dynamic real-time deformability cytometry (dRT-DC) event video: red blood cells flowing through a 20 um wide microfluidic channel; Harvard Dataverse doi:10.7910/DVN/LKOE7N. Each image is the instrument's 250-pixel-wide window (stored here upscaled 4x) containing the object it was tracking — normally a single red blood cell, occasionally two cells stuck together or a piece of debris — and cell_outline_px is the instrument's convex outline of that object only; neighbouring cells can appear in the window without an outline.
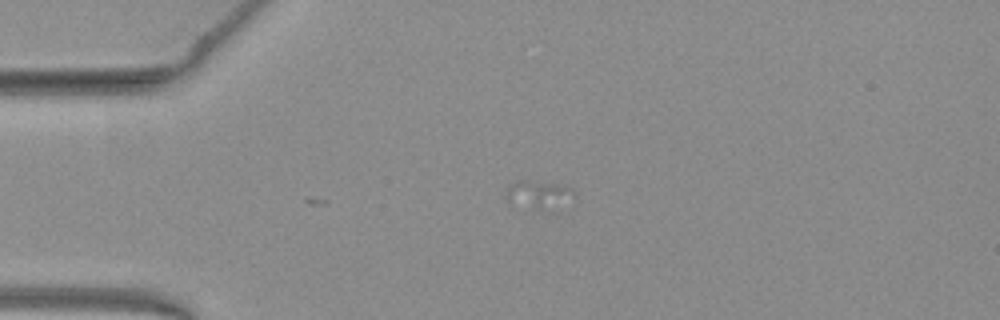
{"species": "common noctule bat (a hibernating species)", "species_latin": "Nyctalus noctula", "temperature_condition": "warm", "stored_images_in_passage": 7, "camera_frame_rate_fps": 3000, "um_per_image_px": 0.085, "animal": {"sex": "female", "body_mass_g": 19.3, "forearm_length_mm": 54.1}, "frame": {"image": 1, "passage_image": 2, "time_ms": 0.333, "image_size_px": [1000, 320], "cell_outline_px": [[576, 196], [544, 208], [540, 208], [508, 204], [504, 200], [504, 196], [508, 184], [520, 180], [528, 180], [556, 184], [572, 188]], "centroid_in_image_um": [45.61, 16.48], "position_along_channel_um": 39.4, "area_um2": 10.64}}